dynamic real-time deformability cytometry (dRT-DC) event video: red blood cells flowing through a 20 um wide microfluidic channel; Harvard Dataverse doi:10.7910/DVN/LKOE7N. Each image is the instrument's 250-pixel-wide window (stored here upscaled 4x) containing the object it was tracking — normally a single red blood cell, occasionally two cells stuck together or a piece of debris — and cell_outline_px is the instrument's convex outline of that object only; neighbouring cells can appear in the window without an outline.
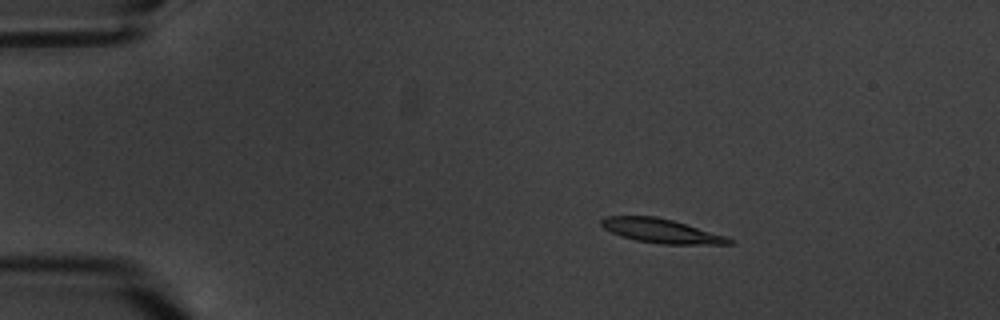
{"species": "common noctule bat (a hibernating species)", "species_latin": "Nyctalus noctula", "temperature_condition": "warm", "stored_images_in_passage": 5, "camera_frame_rate_fps": 3000, "um_per_image_px": 0.085, "animal": {"sex": "male", "body_mass_g": 20.1, "forearm_length_mm": 53.5}, "frame": {"image": 1, "passage_image": 3, "time_ms": 2.333, "image_size_px": [1000, 320], "cell_outline_px": [[736, 244], [664, 244], [636, 240], [620, 236], [604, 228], [600, 224], [600, 220], [604, 216], [656, 216], [672, 220], [724, 236], [736, 240]], "centroid_in_image_um": [56.18, 19.62], "position_along_channel_um": 28.8, "area_um2": 17.8}}